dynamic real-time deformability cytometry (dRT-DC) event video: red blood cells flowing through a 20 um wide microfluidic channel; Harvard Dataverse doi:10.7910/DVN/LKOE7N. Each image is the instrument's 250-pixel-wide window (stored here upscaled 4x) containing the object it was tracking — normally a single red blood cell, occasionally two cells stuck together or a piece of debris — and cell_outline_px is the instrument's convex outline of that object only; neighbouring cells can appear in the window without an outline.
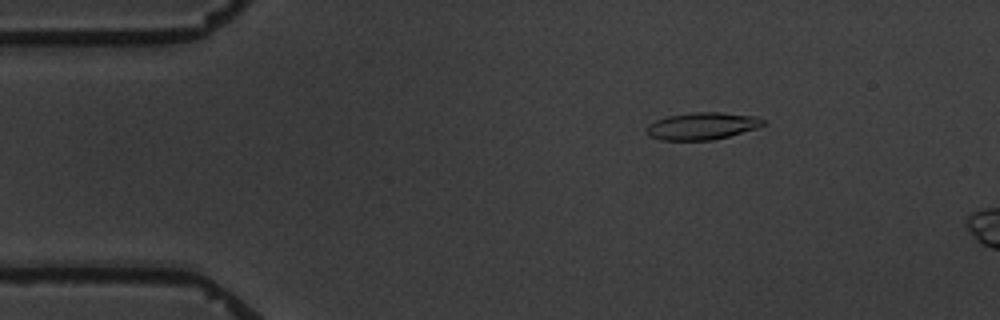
{"species": "common noctule bat (a hibernating species)", "species_latin": "Nyctalus noctula", "temperature_condition": "warm", "stored_images_in_passage": 4, "camera_frame_rate_fps": 3000, "um_per_image_px": 0.085, "animal": {"sex": "male", "body_mass_g": 19.5, "forearm_length_mm": 54.6}, "frame": {"image": 1, "passage_image": 2, "time_ms": 1.333, "image_size_px": [1000, 320], "cell_outline_px": [[764, 124], [756, 128], [728, 136], [712, 140], [660, 140], [648, 136], [648, 124], [656, 120], [668, 116], [692, 112], [720, 112], [756, 116], [764, 120]], "centroid_in_image_um": [59.67, 10.71], "position_along_channel_um": 25.3, "area_um2": 18.32}}